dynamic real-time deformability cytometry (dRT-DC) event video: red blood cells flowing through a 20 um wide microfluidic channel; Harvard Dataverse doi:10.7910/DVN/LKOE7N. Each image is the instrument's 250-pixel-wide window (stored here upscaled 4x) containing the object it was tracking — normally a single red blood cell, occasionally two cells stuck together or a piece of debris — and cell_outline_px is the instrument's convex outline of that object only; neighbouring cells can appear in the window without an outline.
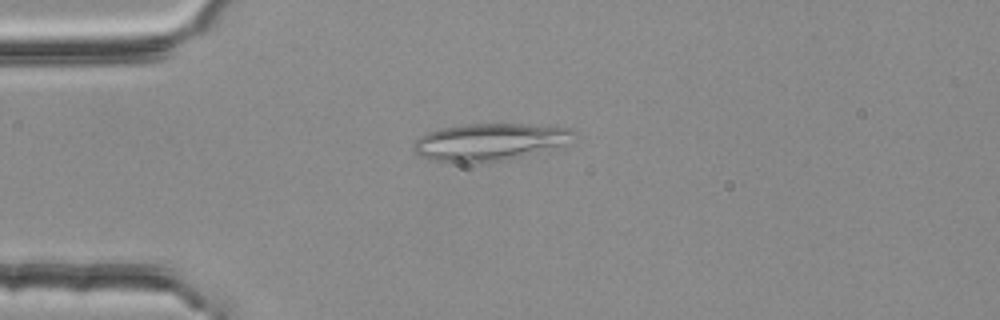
{"species": "common noctule bat (a hibernating species)", "species_latin": "Nyctalus noctula", "temperature_condition": "room temperature", "stored_images_in_passage": 3, "camera_frame_rate_fps": 3000, "um_per_image_px": 0.085, "animal": {"sex": "female", "body_mass_g": 25.1}, "frame": {"image": 1, "passage_image": 3, "time_ms": 0.667, "image_size_px": [1000, 320], "cell_outline_px": [[580, 136], [572, 144], [508, 160], [428, 160], [416, 156], [412, 148], [416, 140], [420, 136], [436, 128], [468, 124], [528, 124], [572, 128]], "centroid_in_image_um": [41.74, 12.03], "position_along_channel_um": 43.3, "area_um2": 34.97}}